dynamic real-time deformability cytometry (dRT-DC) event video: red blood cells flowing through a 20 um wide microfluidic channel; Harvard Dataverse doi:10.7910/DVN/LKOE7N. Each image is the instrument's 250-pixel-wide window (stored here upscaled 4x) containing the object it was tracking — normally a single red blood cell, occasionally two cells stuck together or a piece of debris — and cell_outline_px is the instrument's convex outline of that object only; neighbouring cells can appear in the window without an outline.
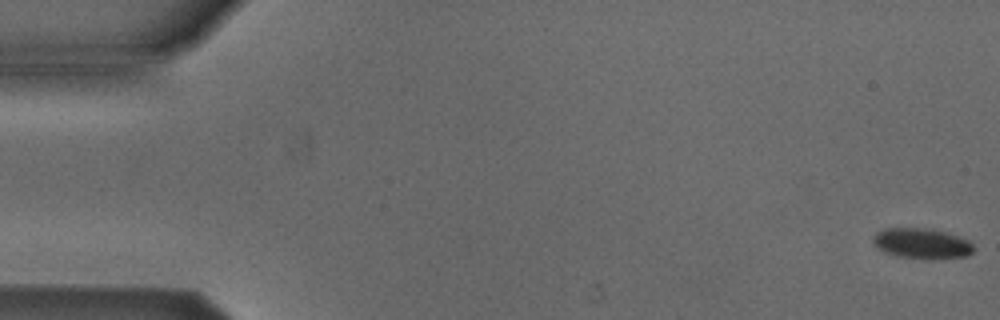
{"species": "Egyptian fruit bat (a non-hibernating species)", "species_latin": "Rousettus aegyptiacus", "temperature_condition": "cold", "stored_images_in_passage": 54, "camera_frame_rate_fps": 3000, "um_per_image_px": 0.085, "animal": {"sex": "male"}, "frame": {"image": 1, "passage_image": 1, "time_ms": 0.0, "image_size_px": [1000, 320], "cell_outline_px": [[976, 248], [968, 256], [932, 260], [896, 256], [884, 252], [872, 244], [872, 236], [876, 232], [884, 228], [928, 228], [944, 232], [968, 240]], "centroid_in_image_um": [78.33, 20.71], "position_along_channel_um": 6.7, "area_um2": 18.15}}
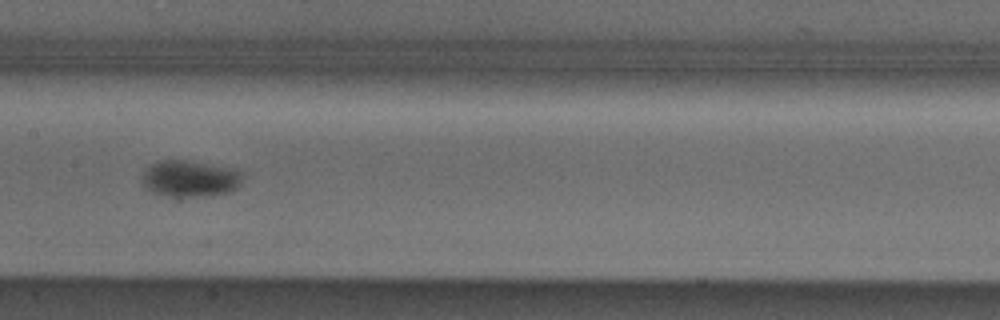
{"frame": {"image": 2, "passage_image": 27, "time_ms": 8.667, "image_size_px": [1000, 320], "cell_outline_px": [[244, 172], [240, 184], [236, 188], [228, 192], [204, 196], [168, 196], [152, 192], [144, 188], [140, 184], [140, 180], [144, 172], [152, 164], [164, 160], [184, 160], [228, 168]], "centroid_in_image_um": [16.1, 15.2], "position_along_channel_um": 191.3, "area_um2": 21.15}}
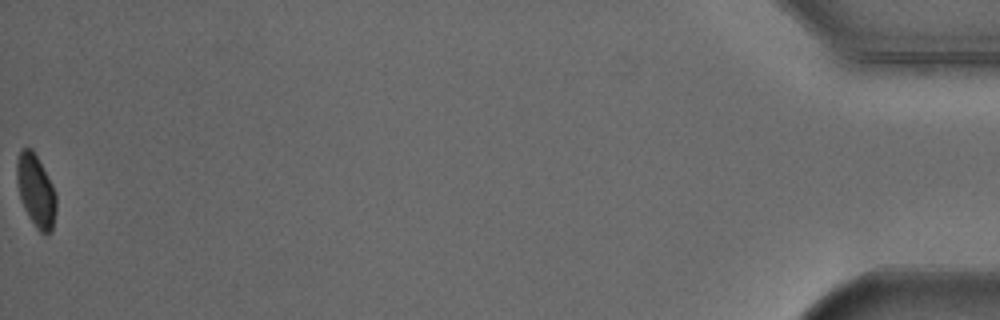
{"frame": {"image": 3, "passage_image": 54, "time_ms": 17.667, "image_size_px": [1000, 320], "cell_outline_px": [[56, 212], [52, 232], [48, 236], [44, 236], [36, 228], [28, 216], [20, 200], [16, 180], [16, 160], [20, 148], [32, 148], [52, 184], [56, 192]], "centroid_in_image_um": [3.05, 16.25], "position_along_channel_um": 432.2, "area_um2": 17.05}, "authors_computed_cell_mechanics": {"area_um2": 18.8717, "velocity_mm_per_s": 3.8427, "shape_relaxation_time_tau1_ms": 2.6964, "shape_relaxation_time_tau2_ms": null, "deformation_change_tau1": 0.0934, "deformation_change_tau2": null}}